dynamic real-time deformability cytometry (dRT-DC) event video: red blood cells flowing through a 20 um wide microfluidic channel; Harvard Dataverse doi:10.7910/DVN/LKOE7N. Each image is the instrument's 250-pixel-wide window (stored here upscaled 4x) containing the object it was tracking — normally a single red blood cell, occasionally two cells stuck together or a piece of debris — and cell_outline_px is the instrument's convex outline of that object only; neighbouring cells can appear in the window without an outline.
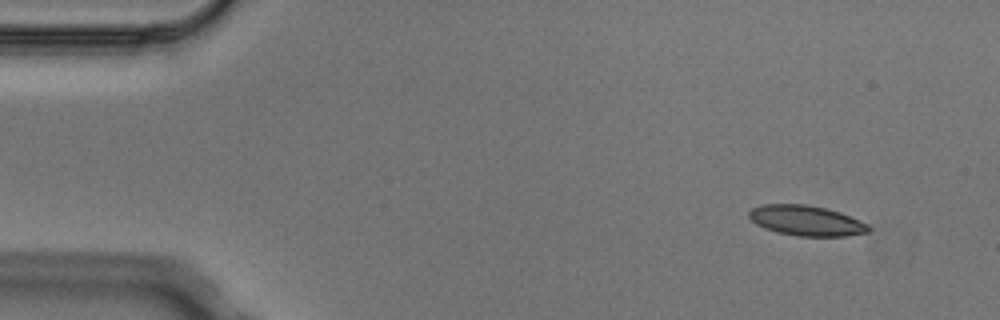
{"species": "Egyptian fruit bat (a non-hibernating species)", "species_latin": "Rousettus aegyptiacus", "temperature_condition": "cold", "stored_images_in_passage": 3, "camera_frame_rate_fps": 3000, "um_per_image_px": 0.085, "animal": {"sex": "male"}, "frame": {"image": 1, "passage_image": 2, "time_ms": 0.333, "image_size_px": [1000, 320], "cell_outline_px": [[872, 228], [868, 232], [844, 236], [796, 236], [776, 232], [764, 228], [756, 224], [748, 216], [748, 212], [752, 208], [764, 204], [804, 204], [824, 208], [840, 212], [868, 224]], "centroid_in_image_um": [68.52, 18.75], "position_along_channel_um": 16.5, "area_um2": 21.04}}